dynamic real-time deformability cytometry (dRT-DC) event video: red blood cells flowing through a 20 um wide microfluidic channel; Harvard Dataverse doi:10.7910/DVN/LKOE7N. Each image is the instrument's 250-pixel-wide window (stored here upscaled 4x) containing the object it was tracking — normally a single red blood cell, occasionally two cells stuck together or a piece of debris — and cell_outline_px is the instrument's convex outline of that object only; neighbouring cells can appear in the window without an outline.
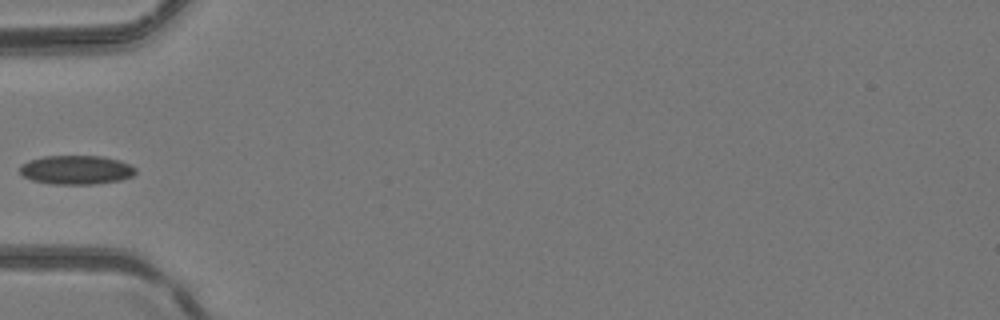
{"species": "common noctule bat (a hibernating species)", "species_latin": "Nyctalus noctula", "temperature_condition": "room temperature", "stored_images_in_passage": 3, "camera_frame_rate_fps": 3000, "um_per_image_px": 0.085, "animal": {"sex": "female", "body_mass_g": 24.6, "forearm_length_mm": 56.2}, "frame": {"image": 1, "passage_image": 3, "time_ms": 2.0, "image_size_px": [1000, 320], "cell_outline_px": [[136, 172], [132, 176], [120, 180], [96, 184], [52, 184], [32, 180], [24, 176], [20, 172], [20, 164], [28, 160], [44, 156], [104, 156], [120, 160], [136, 168]], "centroid_in_image_um": [6.48, 14.43], "position_along_channel_um": 78.5, "area_um2": 19.65}}